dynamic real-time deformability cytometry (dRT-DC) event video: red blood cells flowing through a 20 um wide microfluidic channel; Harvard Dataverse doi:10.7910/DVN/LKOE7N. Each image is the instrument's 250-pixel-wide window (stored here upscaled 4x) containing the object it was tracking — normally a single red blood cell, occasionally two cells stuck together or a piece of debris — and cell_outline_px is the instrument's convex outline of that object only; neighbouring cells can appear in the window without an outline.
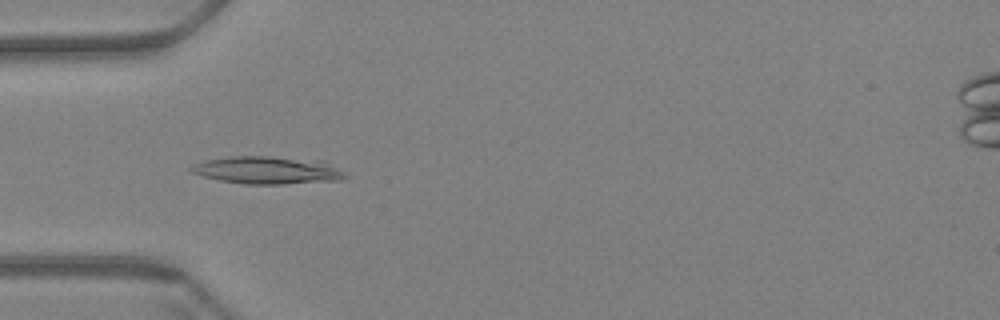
{"species": "Egyptian fruit bat (a non-hibernating species)", "species_latin": "Rousettus aegyptiacus", "temperature_condition": "warm", "stored_images_in_passage": 11, "camera_frame_rate_fps": 3000, "um_per_image_px": 0.085, "animal": {"sex": "female"}, "frame": {"image": 1, "passage_image": 4, "time_ms": 1.0, "image_size_px": [1000, 320], "cell_outline_px": [[348, 176], [340, 180], [284, 184], [244, 184], [220, 180], [204, 176], [192, 172], [188, 168], [192, 164], [204, 160], [232, 156], [272, 156], [324, 160], [344, 172]], "centroid_in_image_um": [22.75, 14.45], "position_along_channel_um": 62.3, "area_um2": 24.97}}
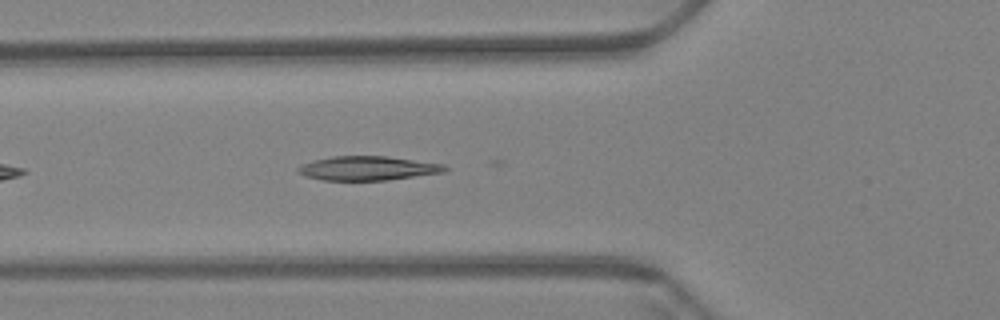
{"frame": {"image": 2, "passage_image": 7, "time_ms": 2.0, "image_size_px": [1000, 320], "cell_outline_px": [[448, 168], [444, 172], [388, 180], [320, 180], [304, 176], [296, 172], [296, 168], [312, 160], [332, 156], [388, 156], [444, 164]], "centroid_in_image_um": [31.23, 14.3], "position_along_channel_um": 94.6, "area_um2": 20.75}}
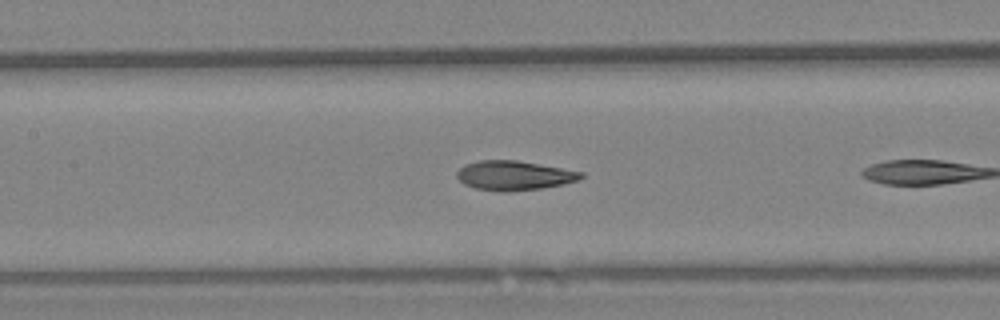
{"frame": {"image": 3, "passage_image": 10, "time_ms": 3.0, "image_size_px": [1000, 320], "cell_outline_px": [[584, 176], [576, 180], [564, 184], [544, 188], [504, 192], [500, 192], [476, 188], [464, 184], [456, 176], [456, 172], [464, 164], [480, 160], [516, 160], [584, 172]], "centroid_in_image_um": [43.68, 14.92], "position_along_channel_um": 163.7, "area_um2": 21.27}}